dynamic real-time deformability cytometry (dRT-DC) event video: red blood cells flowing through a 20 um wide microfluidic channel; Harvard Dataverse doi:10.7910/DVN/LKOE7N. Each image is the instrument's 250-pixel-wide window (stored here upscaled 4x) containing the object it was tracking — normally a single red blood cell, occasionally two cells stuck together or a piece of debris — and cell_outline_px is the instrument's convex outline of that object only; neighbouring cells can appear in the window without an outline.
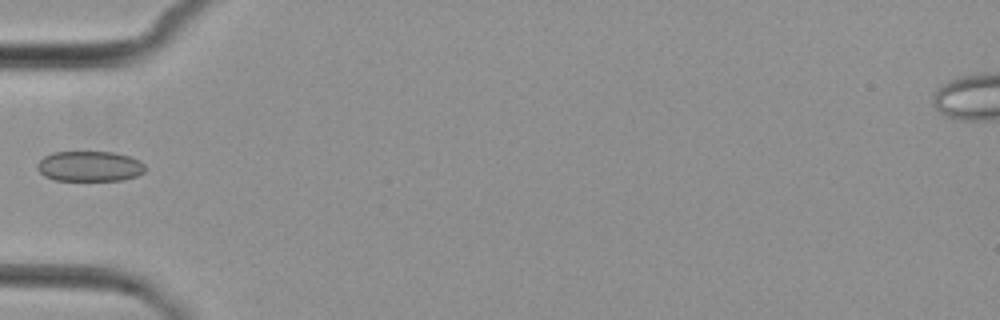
{"species": "common noctule bat (a hibernating species)", "species_latin": "Nyctalus noctula", "temperature_condition": "cold", "stored_images_in_passage": 4, "camera_frame_rate_fps": 3000, "um_per_image_px": 0.085, "animal": {"sex": "female", "body_mass_g": 29.2, "forearm_length_mm": 56.3}, "frame": {"image": 1, "passage_image": 4, "time_ms": 3.667, "image_size_px": [1000, 320], "cell_outline_px": [[144, 172], [136, 176], [124, 180], [56, 180], [44, 176], [36, 168], [36, 164], [44, 156], [52, 152], [112, 152], [132, 156], [140, 160], [144, 164]], "centroid_in_image_um": [7.62, 14.12], "position_along_channel_um": 77.4, "area_um2": 19.19}}